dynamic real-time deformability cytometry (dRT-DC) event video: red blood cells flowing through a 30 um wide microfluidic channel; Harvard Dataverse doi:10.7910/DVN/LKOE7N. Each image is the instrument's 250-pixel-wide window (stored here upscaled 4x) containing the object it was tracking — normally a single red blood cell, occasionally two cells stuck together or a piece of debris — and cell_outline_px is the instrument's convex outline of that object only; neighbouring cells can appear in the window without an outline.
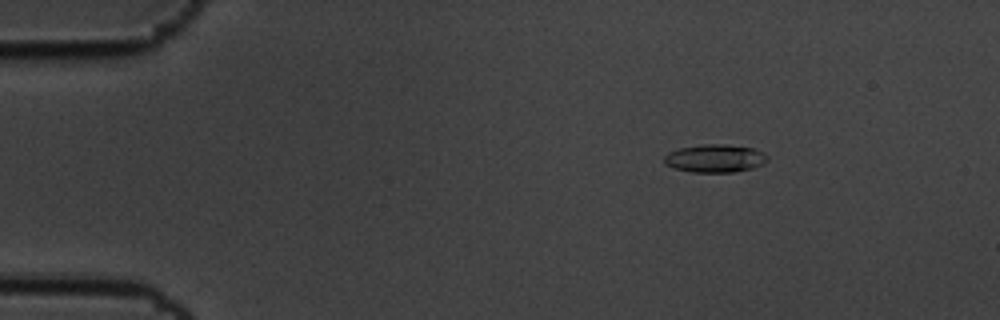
{"species": "common noctule bat (a hibernating species)", "species_latin": "Nyctalus noctula", "temperature_condition": "cold", "stored_images_in_passage": 5, "camera_frame_rate_fps": 3000, "um_per_image_px": 0.085, "animal": {"sex": "male", "body_mass_g": 19.5, "forearm_length_mm": 54.6}, "frame": {"image": 1, "passage_image": 5, "time_ms": 1.333, "image_size_px": [1000, 320], "cell_outline_px": [[768, 160], [764, 164], [752, 168], [736, 172], [692, 172], [676, 168], [664, 164], [664, 156], [668, 152], [680, 148], [704, 144], [724, 144], [752, 148], [764, 152], [768, 156]], "centroid_in_image_um": [60.8, 13.46], "position_along_channel_um": 24.2, "area_um2": 16.88}}